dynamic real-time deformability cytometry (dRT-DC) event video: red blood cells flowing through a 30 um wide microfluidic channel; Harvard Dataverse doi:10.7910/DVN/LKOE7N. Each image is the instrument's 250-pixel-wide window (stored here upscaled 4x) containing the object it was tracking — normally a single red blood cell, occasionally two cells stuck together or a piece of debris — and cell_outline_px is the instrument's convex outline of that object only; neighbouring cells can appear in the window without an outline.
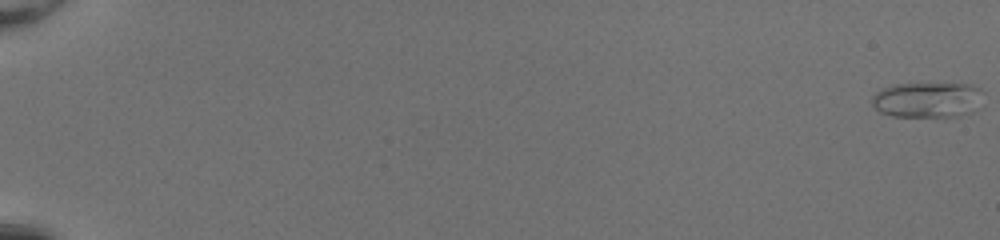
{"species": "common noctule bat (a hibernating species)", "species_latin": "Nyctalus noctula", "temperature_condition": "room temperature", "stored_images_in_passage": 43, "camera_frame_rate_fps": 3000, "um_per_image_px": 0.085, "animal": {"sex": "female", "body_mass_g": 20.0, "forearm_length_mm": 54.0}, "frame": {"image": 1, "passage_image": 1, "time_ms": 0.0, "image_size_px": [1000, 240], "cell_outline_px": [[984, 104], [976, 112], [944, 120], [892, 116], [880, 112], [872, 104], [872, 96], [880, 88], [896, 84], [972, 84], [980, 88], [984, 92]], "centroid_in_image_um": [78.95, 8.55], "position_along_channel_um": 6.0, "area_um2": 24.57}}
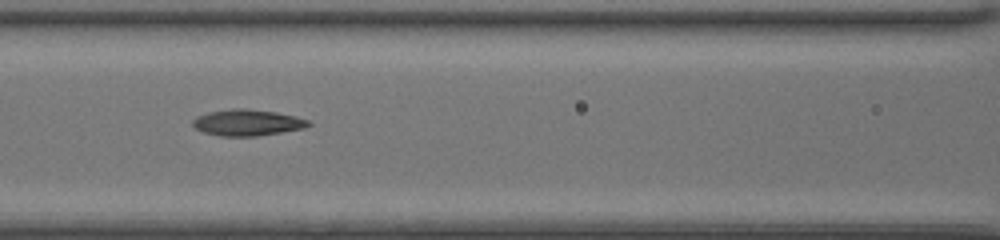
{"frame": {"image": 2, "passage_image": 27, "time_ms": 8.667, "image_size_px": [1000, 240], "cell_outline_px": [[312, 124], [304, 128], [256, 136], [220, 136], [204, 132], [196, 128], [192, 124], [192, 120], [196, 116], [208, 112], [232, 108], [244, 108], [276, 112], [296, 116], [308, 120]], "centroid_in_image_um": [21.01, 10.41], "position_along_channel_um": 145.6, "area_um2": 17.69}}
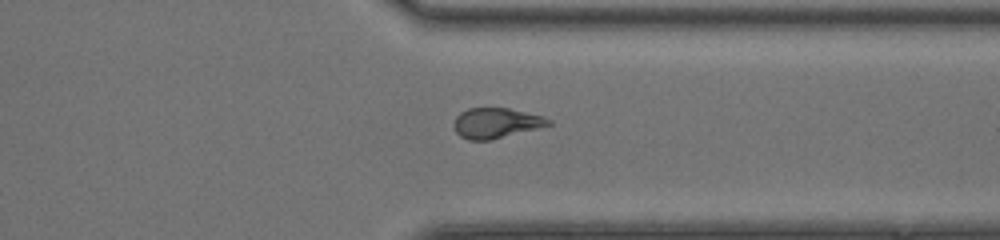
{"frame": {"image": 3, "passage_image": 43, "time_ms": 14.0, "image_size_px": [1000, 240], "cell_outline_px": [[552, 124], [492, 140], [468, 140], [460, 136], [456, 132], [452, 124], [456, 116], [460, 112], [468, 108], [508, 108], [544, 116], [552, 120]], "centroid_in_image_um": [42.14, 10.45], "position_along_channel_um": 369.3, "area_um2": 16.76}}